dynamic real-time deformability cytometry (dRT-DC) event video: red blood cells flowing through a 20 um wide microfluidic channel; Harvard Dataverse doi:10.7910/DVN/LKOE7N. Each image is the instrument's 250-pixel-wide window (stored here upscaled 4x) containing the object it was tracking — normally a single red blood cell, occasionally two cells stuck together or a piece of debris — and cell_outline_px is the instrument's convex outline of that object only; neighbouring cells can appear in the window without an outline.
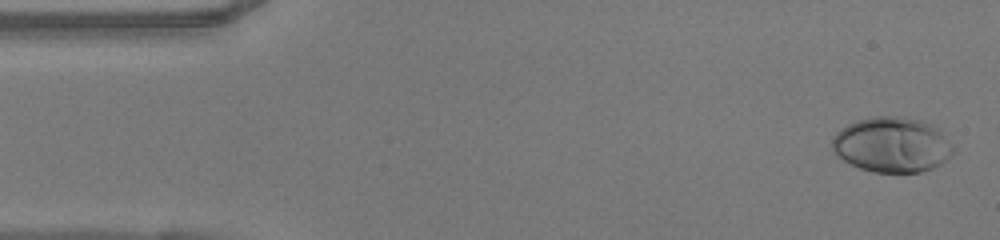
{"species": "human", "species_latin": "Homo sapiens", "temperature_condition": "warm", "stored_images_in_passage": 49, "camera_frame_rate_fps": 3000, "um_per_image_px": 0.085, "donor": {"sex": "female"}, "frame": {"image": 1, "passage_image": 2, "time_ms": 0.333, "image_size_px": [1000, 240], "cell_outline_px": [[956, 152], [948, 160], [932, 168], [920, 172], [872, 172], [860, 168], [844, 160], [832, 152], [832, 136], [840, 128], [856, 120], [872, 116], [900, 116], [920, 120], [932, 124], [940, 132]], "centroid_in_image_um": [75.79, 12.3], "position_along_channel_um": 9.2, "area_um2": 39.07}}
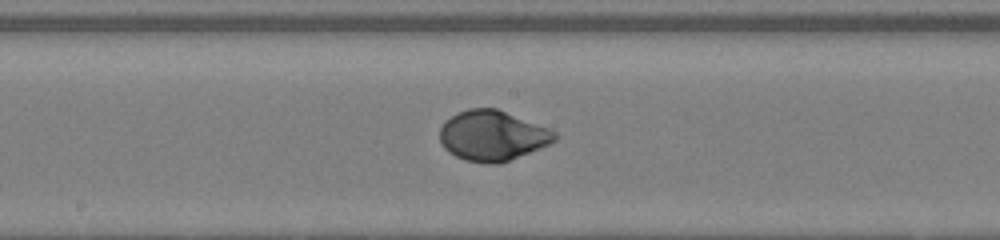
{"frame": {"image": 2, "passage_image": 25, "time_ms": 8.0, "image_size_px": [1000, 240], "cell_outline_px": [[556, 140], [548, 144], [508, 160], [496, 164], [484, 164], [464, 160], [448, 152], [444, 148], [440, 140], [440, 128], [444, 120], [468, 108], [496, 108], [552, 128], [556, 132]], "centroid_in_image_um": [41.84, 11.52], "position_along_channel_um": 206.4, "area_um2": 33.64}}
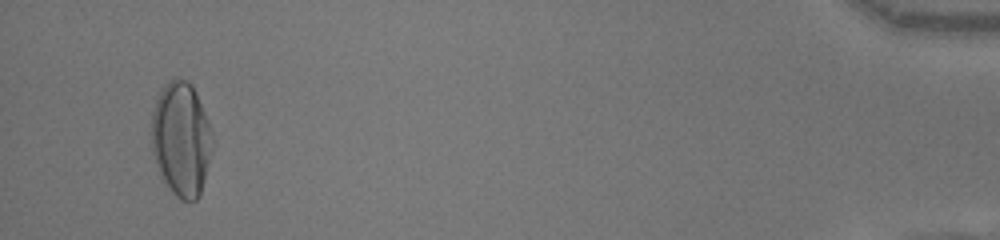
{"frame": {"image": 3, "passage_image": 47, "time_ms": 15.333, "image_size_px": [1000, 240], "cell_outline_px": [[212, 140], [208, 160], [200, 196], [196, 200], [180, 200], [160, 180], [152, 152], [152, 112], [156, 100], [164, 84], [168, 80], [176, 76], [188, 80], [192, 84], [196, 92], [204, 112], [208, 124]], "centroid_in_image_um": [15.35, 11.81], "position_along_channel_um": 419.8, "area_um2": 40.46}, "authors_computed_cell_mechanics": {"area_um2": 34.102, "velocity_mm_per_s": 4.0991, "shape_relaxation_time_tau1_ms": 3.7243, "shape_relaxation_time_tau2_ms": null, "deformation_change_tau1": 0.2214, "deformation_change_tau2": null}}